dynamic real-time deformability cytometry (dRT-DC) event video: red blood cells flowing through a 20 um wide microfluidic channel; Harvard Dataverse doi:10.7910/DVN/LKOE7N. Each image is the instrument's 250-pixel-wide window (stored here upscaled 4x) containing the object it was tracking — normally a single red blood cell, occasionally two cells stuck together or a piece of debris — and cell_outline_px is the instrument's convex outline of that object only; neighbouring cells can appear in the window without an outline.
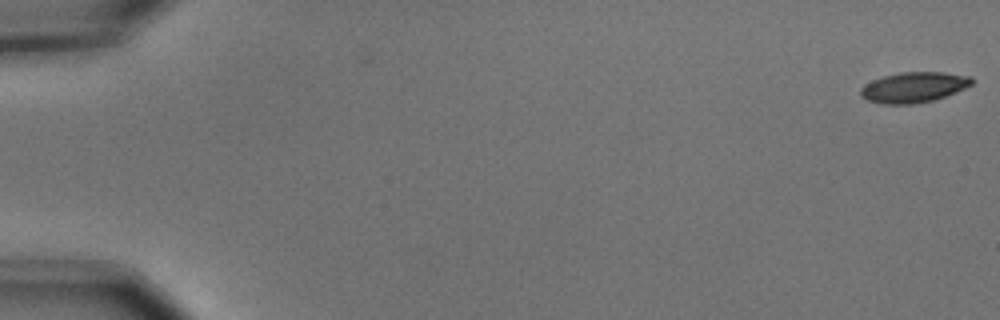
{"species": "common noctule bat (a hibernating species)", "species_latin": "Nyctalus noctula", "temperature_condition": "cold", "stored_images_in_passage": 5, "camera_frame_rate_fps": 3000, "um_per_image_px": 0.085, "animal": {"sex": "male", "body_mass_g": 15.6}, "frame": {"image": 1, "passage_image": 1, "time_ms": 0.0, "image_size_px": [1000, 320], "cell_outline_px": [[972, 84], [956, 92], [932, 100], [912, 104], [880, 104], [868, 100], [860, 96], [860, 88], [864, 84], [872, 80], [884, 76], [900, 72], [944, 72], [972, 76]], "centroid_in_image_um": [77.64, 7.41], "position_along_channel_um": 7.4, "area_um2": 19.71}}
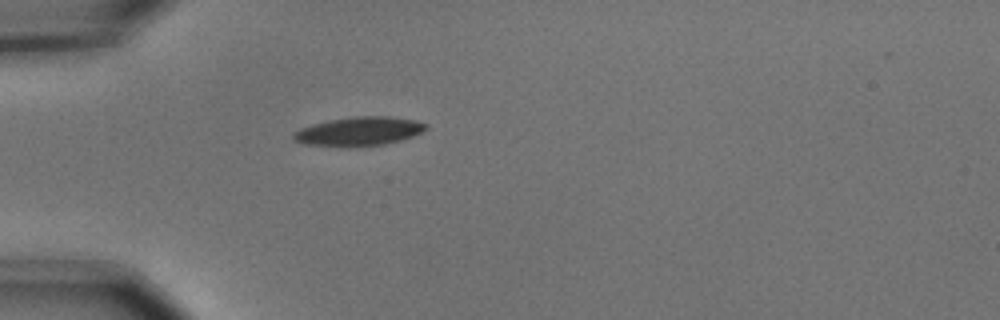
{"frame": {"image": 2, "passage_image": 5, "time_ms": 1.333, "image_size_px": [1000, 320], "cell_outline_px": [[428, 128], [424, 132], [400, 140], [384, 144], [352, 148], [348, 148], [304, 144], [292, 140], [292, 132], [300, 128], [312, 124], [328, 120], [352, 116], [388, 116], [416, 120], [428, 124]], "centroid_in_image_um": [30.48, 11.17], "position_along_channel_um": 54.5, "area_um2": 22.89}}